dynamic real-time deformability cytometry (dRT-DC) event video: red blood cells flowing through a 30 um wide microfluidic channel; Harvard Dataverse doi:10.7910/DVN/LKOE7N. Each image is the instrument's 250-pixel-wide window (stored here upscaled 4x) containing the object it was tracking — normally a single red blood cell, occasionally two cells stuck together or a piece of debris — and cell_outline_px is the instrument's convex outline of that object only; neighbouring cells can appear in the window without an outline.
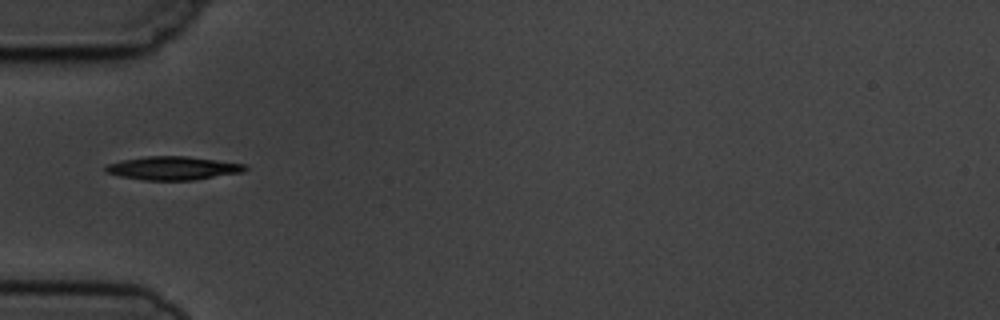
{"species": "common noctule bat (a hibernating species)", "species_latin": "Nyctalus noctula", "temperature_condition": "cold", "stored_images_in_passage": 1, "camera_frame_rate_fps": 3000, "um_per_image_px": 0.085, "animal": {"sex": "male", "body_mass_g": 19.5, "forearm_length_mm": 54.6}, "frame": {"image": 1, "passage_image": 1, "time_ms": 0.0, "image_size_px": [1000, 320], "cell_outline_px": [[248, 168], [244, 172], [192, 180], [144, 180], [120, 176], [104, 172], [104, 168], [108, 164], [120, 160], [148, 156], [188, 156], [248, 164]], "centroid_in_image_um": [14.72, 14.29], "position_along_channel_um": 70.3, "area_um2": 19.19}}